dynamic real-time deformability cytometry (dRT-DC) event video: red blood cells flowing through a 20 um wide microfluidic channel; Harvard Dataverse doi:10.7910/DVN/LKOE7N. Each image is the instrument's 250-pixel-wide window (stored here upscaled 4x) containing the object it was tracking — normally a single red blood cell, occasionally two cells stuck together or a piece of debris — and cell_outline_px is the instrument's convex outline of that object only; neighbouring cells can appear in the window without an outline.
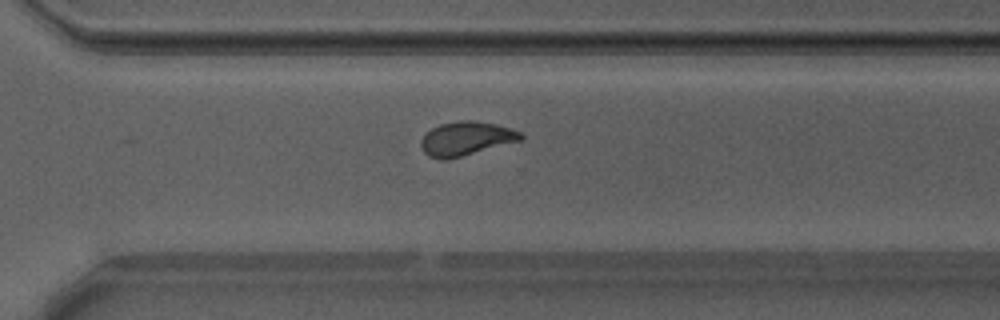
{"species": "Egyptian fruit bat (a non-hibernating species)", "species_latin": "Rousettus aegyptiacus", "temperature_condition": "warm", "stored_images_in_passage": 42, "camera_frame_rate_fps": 3000, "um_per_image_px": 0.085, "animal": {"sex": "male"}, "frame": {"image": 1, "passage_image": 26, "time_ms": 8.333, "image_size_px": [1000, 320], "cell_outline_px": [[524, 140], [444, 160], [440, 160], [428, 156], [424, 152], [420, 144], [420, 140], [432, 128], [440, 124], [456, 120], [472, 120], [496, 124], [512, 128], [520, 132], [524, 136]], "centroid_in_image_um": [39.64, 11.77], "position_along_channel_um": 331.0, "area_um2": 19.77}}
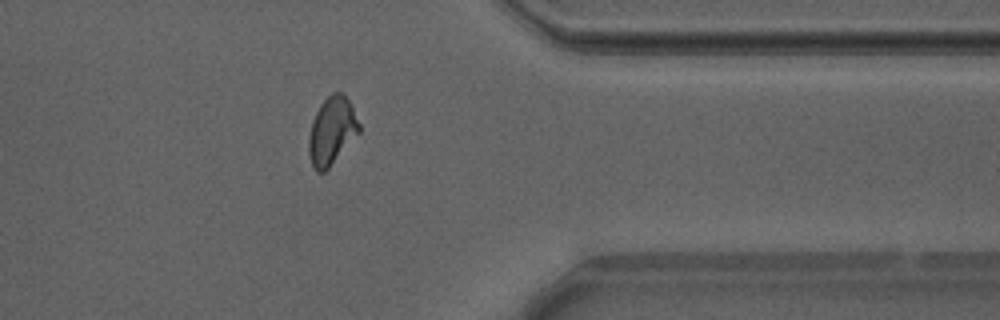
{"frame": {"image": 2, "passage_image": 31, "time_ms": 10.0, "image_size_px": [1000, 320], "cell_outline_px": [[360, 132], [328, 168], [324, 172], [316, 172], [312, 168], [308, 152], [308, 140], [312, 120], [320, 104], [332, 92], [340, 92], [352, 104], [360, 124]], "centroid_in_image_um": [28.19, 11.13], "position_along_channel_um": 383.2, "area_um2": 19.94}}
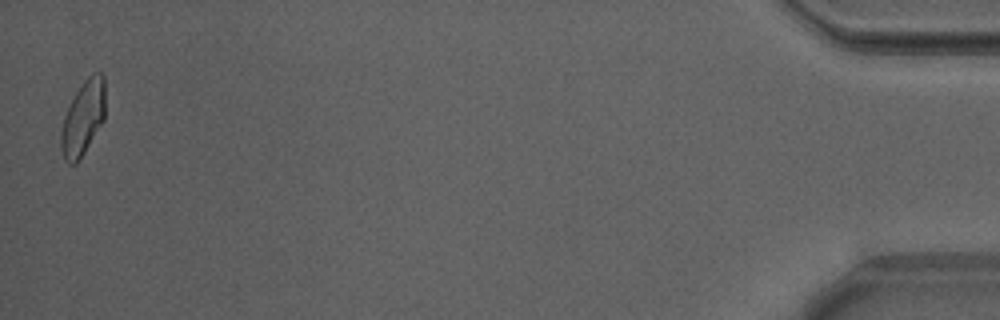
{"frame": {"image": 3, "passage_image": 41, "time_ms": 13.333, "image_size_px": [1000, 320], "cell_outline_px": [[104, 120], [84, 152], [76, 164], [68, 164], [64, 160], [60, 148], [60, 136], [64, 116], [76, 92], [84, 80], [92, 72], [100, 72], [104, 76]], "centroid_in_image_um": [7.05, 10.04], "position_along_channel_um": 428.2, "area_um2": 19.07}, "authors_computed_cell_mechanics": {"area_um2": 19.5653, "velocity_mm_per_s": 3.8737, "shape_relaxation_time_tau1_ms": 4.8446, "shape_relaxation_time_tau2_ms": 1.0498, "deformation_change_tau1": 0.142, "deformation_change_tau2": 0.059}}